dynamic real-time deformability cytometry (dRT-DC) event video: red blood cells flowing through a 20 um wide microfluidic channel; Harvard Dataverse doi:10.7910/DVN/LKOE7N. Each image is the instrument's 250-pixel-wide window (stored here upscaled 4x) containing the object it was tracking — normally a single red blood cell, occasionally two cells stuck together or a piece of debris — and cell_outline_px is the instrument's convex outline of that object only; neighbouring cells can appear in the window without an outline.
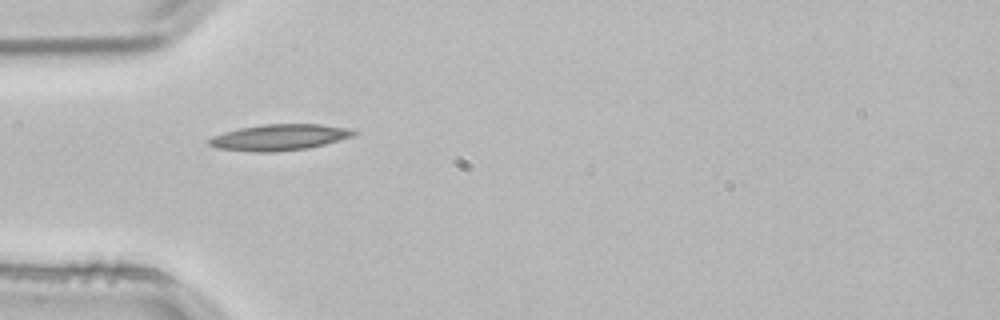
{"species": "common noctule bat (a hibernating species)", "species_latin": "Nyctalus noctula", "temperature_condition": "room temperature", "stored_images_in_passage": 2, "camera_frame_rate_fps": 3000, "um_per_image_px": 0.085, "animal": {"sex": "male", "body_mass_g": 21.5, "forearm_length_mm": 52.0}, "frame": {"image": 1, "passage_image": 1, "time_ms": 0.0, "image_size_px": [1000, 320], "cell_outline_px": [[360, 132], [356, 136], [308, 148], [272, 152], [256, 152], [216, 148], [208, 144], [208, 140], [212, 136], [224, 132], [240, 128], [264, 124], [320, 124], [348, 128]], "centroid_in_image_um": [23.78, 11.67], "position_along_channel_um": 61.2, "area_um2": 22.08}}